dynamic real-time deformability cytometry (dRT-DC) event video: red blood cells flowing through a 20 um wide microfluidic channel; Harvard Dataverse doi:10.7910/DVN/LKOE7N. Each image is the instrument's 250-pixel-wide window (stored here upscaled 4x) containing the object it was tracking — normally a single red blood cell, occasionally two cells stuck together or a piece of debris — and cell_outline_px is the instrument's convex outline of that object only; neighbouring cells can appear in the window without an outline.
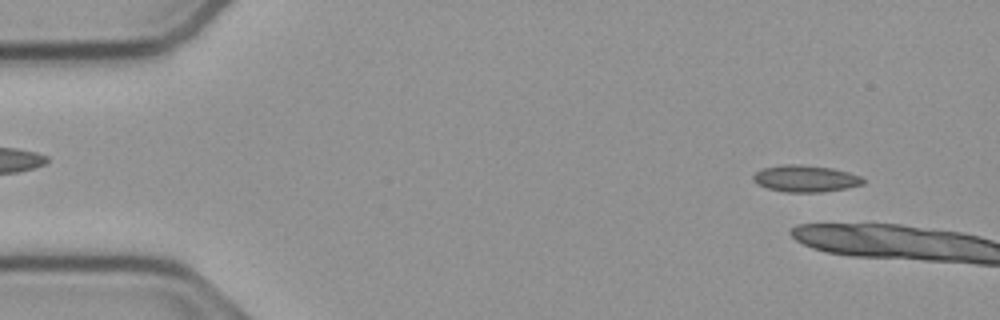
{"species": "common noctule bat (a hibernating species)", "species_latin": "Nyctalus noctula", "temperature_condition": "cold", "stored_images_in_passage": 11, "camera_frame_rate_fps": 3000, "um_per_image_px": 0.085, "animal": {"sex": "male", "body_mass_g": 23.1, "forearm_length_mm": 52.7}, "frame": {"image": 1, "passage_image": 4, "time_ms": 1.0, "image_size_px": [1000, 320], "cell_outline_px": [[864, 184], [844, 188], [820, 192], [784, 192], [768, 188], [752, 180], [752, 176], [756, 172], [764, 168], [784, 164], [796, 164], [832, 168], [848, 172], [860, 176], [864, 180]], "centroid_in_image_um": [68.45, 15.18], "position_along_channel_um": 16.5, "area_um2": 16.88}}